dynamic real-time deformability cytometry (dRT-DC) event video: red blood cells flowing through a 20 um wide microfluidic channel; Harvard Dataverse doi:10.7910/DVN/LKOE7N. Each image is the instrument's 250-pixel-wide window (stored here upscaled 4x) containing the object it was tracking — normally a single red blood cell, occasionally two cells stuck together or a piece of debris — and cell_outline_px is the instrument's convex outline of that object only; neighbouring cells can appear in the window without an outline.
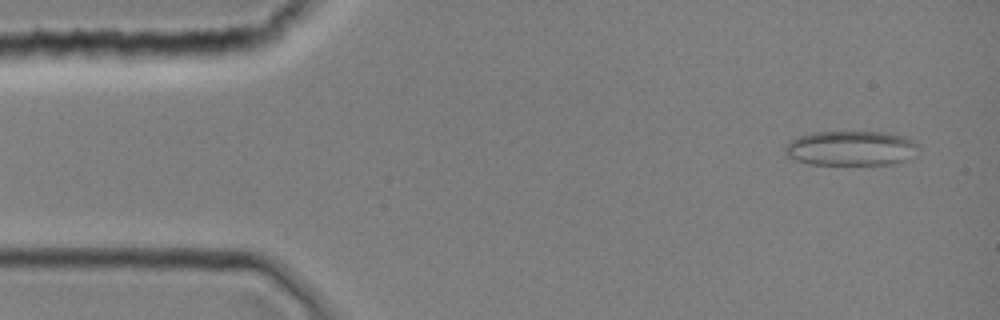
{"species": "common noctule bat (a hibernating species)", "species_latin": "Nyctalus noctula", "temperature_condition": "room temperature", "stored_images_in_passage": 10, "camera_frame_rate_fps": 3000, "um_per_image_px": 0.085, "animal": {"sex": "female", "body_mass_g": 19.0, "forearm_length_mm": 51.5}, "frame": {"image": 1, "passage_image": 2, "time_ms": 0.333, "image_size_px": [1000, 320], "cell_outline_px": [[920, 148], [908, 160], [900, 164], [808, 164], [796, 160], [788, 156], [784, 152], [784, 148], [796, 136], [812, 132], [884, 132], [908, 136]], "centroid_in_image_um": [72.37, 12.6], "position_along_channel_um": 12.6, "area_um2": 27.34}}
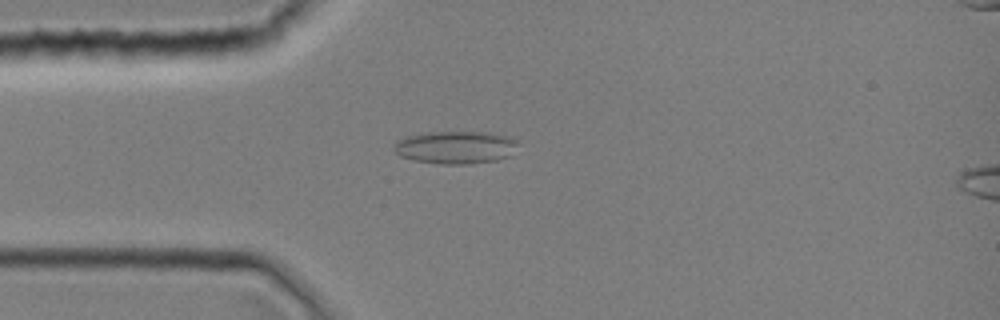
{"frame": {"image": 2, "passage_image": 9, "time_ms": 2.667, "image_size_px": [1000, 320], "cell_outline_px": [[520, 140], [512, 156], [496, 160], [472, 164], [440, 164], [412, 160], [400, 156], [396, 152], [396, 140], [404, 136], [424, 132], [484, 132], [512, 136]], "centroid_in_image_um": [38.78, 12.52], "position_along_channel_um": 46.2, "area_um2": 24.1}}